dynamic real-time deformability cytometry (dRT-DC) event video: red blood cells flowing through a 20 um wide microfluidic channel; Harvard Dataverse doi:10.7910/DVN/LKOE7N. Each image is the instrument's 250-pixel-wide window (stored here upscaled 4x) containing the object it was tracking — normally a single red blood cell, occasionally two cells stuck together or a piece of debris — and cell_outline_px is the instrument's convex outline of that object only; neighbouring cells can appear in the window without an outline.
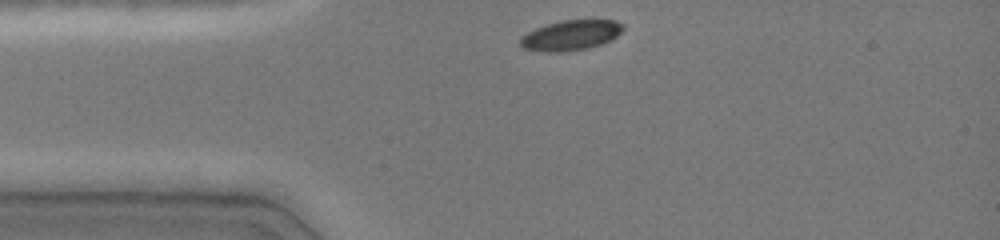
{"species": "common noctule bat (a hibernating species)", "species_latin": "Nyctalus noctula", "temperature_condition": "cold", "stored_images_in_passage": 31, "camera_frame_rate_fps": 3000, "um_per_image_px": 0.085, "animal": {"sex": "female", "body_mass_g": 19.0, "forearm_length_mm": 51.5}, "frame": {"image": 1, "passage_image": 1, "time_ms": 0.0, "image_size_px": [1000, 240], "cell_outline_px": [[624, 28], [612, 40], [588, 48], [564, 52], [540, 52], [524, 48], [520, 44], [520, 36], [536, 28], [560, 20], [616, 20], [624, 24]], "centroid_in_image_um": [48.51, 3.0], "position_along_channel_um": 36.5, "area_um2": 18.15}}
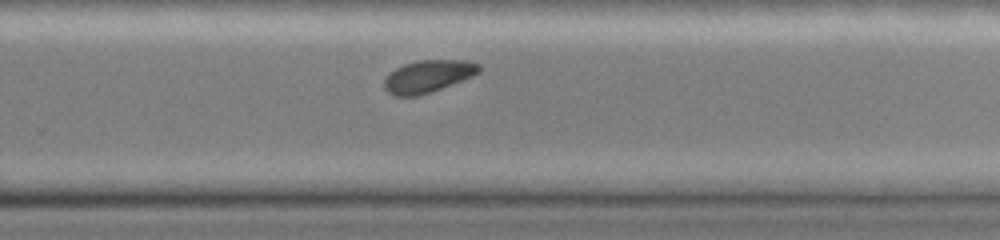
{"frame": {"image": 2, "passage_image": 22, "time_ms": 7.0, "image_size_px": [1000, 240], "cell_outline_px": [[480, 72], [472, 76], [440, 88], [416, 96], [392, 96], [384, 88], [384, 80], [396, 68], [404, 64], [420, 60], [468, 60], [480, 64]], "centroid_in_image_um": [36.38, 6.47], "position_along_channel_um": 293.4, "area_um2": 17.57}}
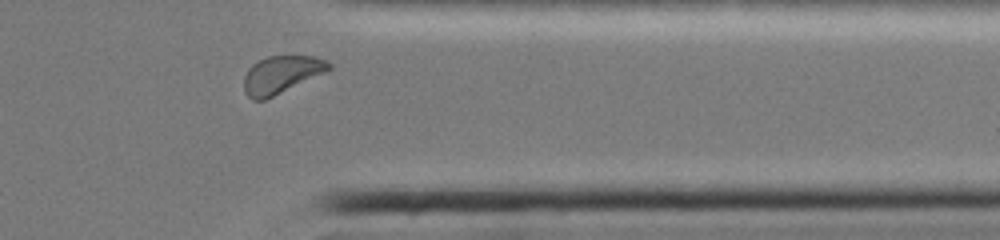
{"frame": {"image": 3, "passage_image": 29, "time_ms": 9.333, "image_size_px": [1000, 240], "cell_outline_px": [[332, 68], [324, 72], [264, 100], [252, 100], [244, 92], [244, 76], [248, 68], [252, 64], [268, 56], [312, 56], [328, 60], [332, 64]], "centroid_in_image_um": [23.89, 6.33], "position_along_channel_um": 387.5, "area_um2": 18.32}, "authors_computed_cell_mechanics": {"area_um2": 18.9584, "velocity_mm_per_s": 3.9961, "shape_relaxation_time_tau1_ms": 1.9245, "shape_relaxation_time_tau2_ms": null, "deformation_change_tau1": 0.0724, "deformation_change_tau2": null}}